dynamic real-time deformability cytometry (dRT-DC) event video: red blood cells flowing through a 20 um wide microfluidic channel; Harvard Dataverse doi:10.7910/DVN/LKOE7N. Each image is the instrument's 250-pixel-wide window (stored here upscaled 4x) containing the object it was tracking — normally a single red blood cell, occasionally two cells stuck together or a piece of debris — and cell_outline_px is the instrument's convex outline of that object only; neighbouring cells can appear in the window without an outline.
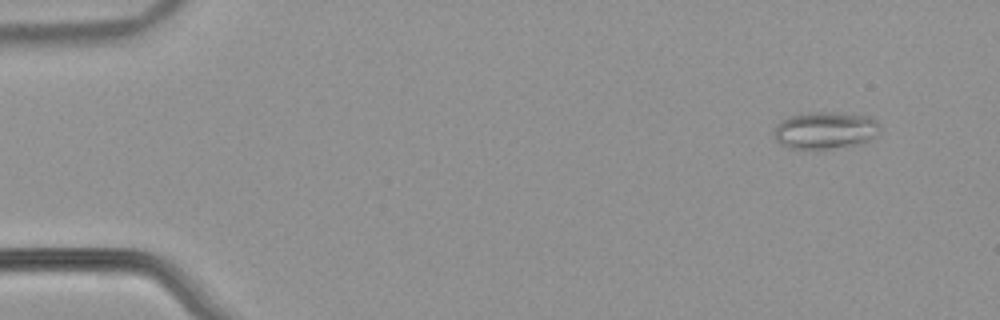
{"species": "common noctule bat (a hibernating species)", "species_latin": "Nyctalus noctula", "temperature_condition": "warm", "stored_images_in_passage": 54, "camera_frame_rate_fps": 3000, "um_per_image_px": 0.085, "animal": {"sex": "male", "body_mass_g": 21.5, "forearm_length_mm": 52.0}, "frame": {"image": 1, "passage_image": 5, "time_ms": 1.333, "image_size_px": [1000, 320], "cell_outline_px": [[880, 132], [876, 136], [860, 144], [816, 152], [788, 148], [780, 144], [776, 140], [772, 132], [776, 124], [780, 120], [788, 116], [808, 112], [832, 112], [872, 116], [880, 124]], "centroid_in_image_um": [70.11, 11.11], "position_along_channel_um": 14.9, "area_um2": 24.1}}
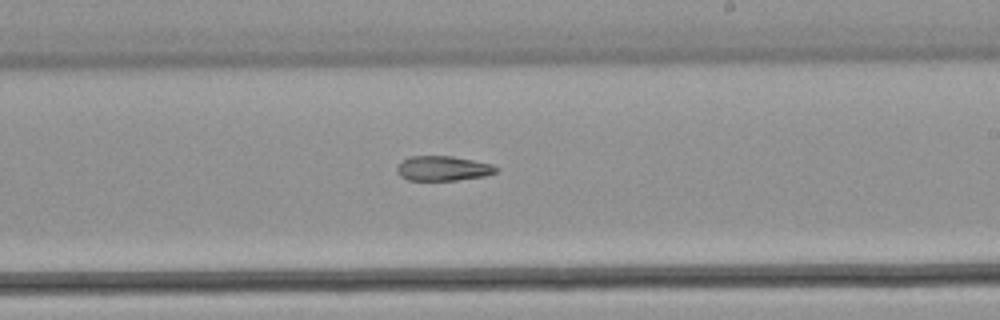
{"frame": {"image": 2, "passage_image": 33, "time_ms": 10.667, "image_size_px": [1000, 320], "cell_outline_px": [[500, 168], [496, 172], [484, 176], [456, 180], [408, 180], [400, 176], [396, 172], [396, 168], [408, 156], [452, 156], [492, 164]], "centroid_in_image_um": [37.65, 14.31], "position_along_channel_um": 251.3, "area_um2": 14.28}}
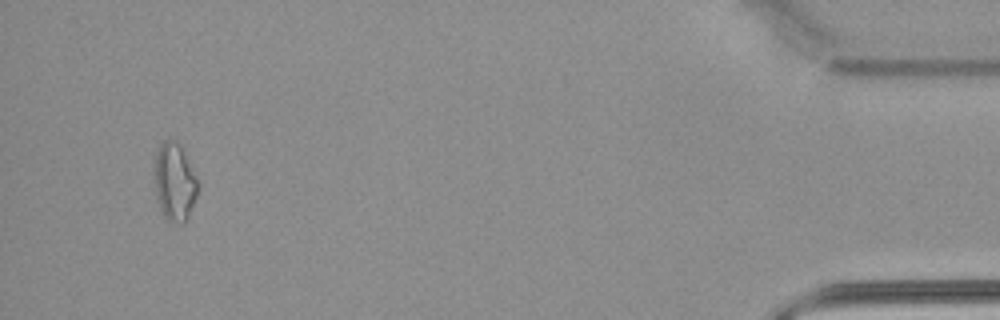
{"frame": {"image": 3, "passage_image": 52, "time_ms": 17.0, "image_size_px": [1000, 320], "cell_outline_px": [[200, 184], [196, 196], [188, 216], [184, 224], [180, 224], [168, 220], [164, 216], [160, 208], [156, 192], [152, 172], [156, 152], [160, 144], [164, 140], [176, 140], [180, 144]], "centroid_in_image_um": [14.82, 15.44], "position_along_channel_um": 420.4, "area_um2": 19.94}}